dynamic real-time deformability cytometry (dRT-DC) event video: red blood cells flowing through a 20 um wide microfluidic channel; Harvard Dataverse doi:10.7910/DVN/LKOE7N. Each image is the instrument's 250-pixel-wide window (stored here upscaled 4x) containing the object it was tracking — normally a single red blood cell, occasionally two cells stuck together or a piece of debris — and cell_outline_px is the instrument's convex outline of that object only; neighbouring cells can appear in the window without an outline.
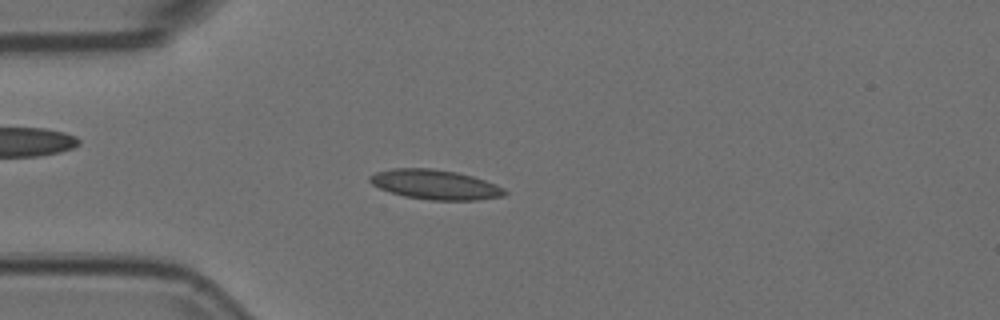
{"species": "Egyptian fruit bat (a non-hibernating species)", "species_latin": "Rousettus aegyptiacus", "temperature_condition": "room temperature", "stored_images_in_passage": 54, "camera_frame_rate_fps": 3000, "um_per_image_px": 0.085, "animal": {"sex": "female"}, "frame": {"image": 1, "passage_image": 14, "time_ms": 4.333, "image_size_px": [1000, 320], "cell_outline_px": [[508, 192], [504, 196], [476, 200], [428, 200], [404, 196], [380, 188], [372, 184], [368, 180], [368, 176], [376, 172], [392, 168], [432, 168], [456, 172], [472, 176], [496, 184], [504, 188]], "centroid_in_image_um": [36.99, 15.68], "position_along_channel_um": 48.0, "area_um2": 23.35}}
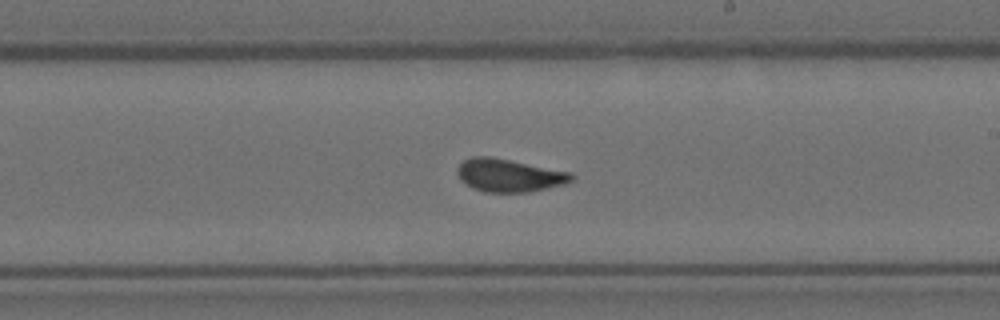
{"frame": {"image": 2, "passage_image": 31, "time_ms": 10.0, "image_size_px": [1000, 320], "cell_outline_px": [[576, 176], [572, 180], [564, 184], [528, 192], [484, 192], [472, 188], [460, 180], [456, 172], [456, 168], [464, 160], [472, 156], [488, 156], [572, 172]], "centroid_in_image_um": [43.25, 14.9], "position_along_channel_um": 245.7, "area_um2": 21.91}}
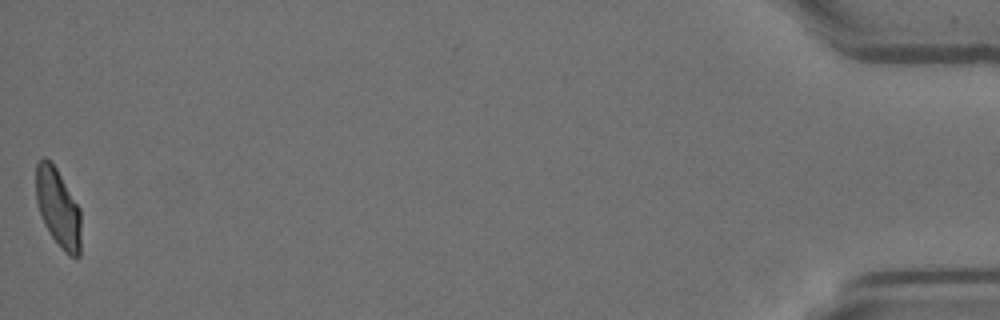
{"frame": {"image": 3, "passage_image": 54, "time_ms": 17.667, "image_size_px": [1000, 320], "cell_outline_px": [[80, 256], [68, 256], [64, 252], [52, 236], [44, 224], [40, 216], [36, 200], [36, 164], [44, 156], [56, 168], [80, 208]], "centroid_in_image_um": [4.93, 17.68], "position_along_channel_um": 430.3, "area_um2": 20.46}, "authors_computed_cell_mechanics": {"area_um2": 21.675, "velocity_mm_per_s": 3.7087, "shape_relaxation_time_tau1_ms": null, "shape_relaxation_time_tau2_ms": 1.0353, "deformation_change_tau1": null, "deformation_change_tau2": 0.0757}}